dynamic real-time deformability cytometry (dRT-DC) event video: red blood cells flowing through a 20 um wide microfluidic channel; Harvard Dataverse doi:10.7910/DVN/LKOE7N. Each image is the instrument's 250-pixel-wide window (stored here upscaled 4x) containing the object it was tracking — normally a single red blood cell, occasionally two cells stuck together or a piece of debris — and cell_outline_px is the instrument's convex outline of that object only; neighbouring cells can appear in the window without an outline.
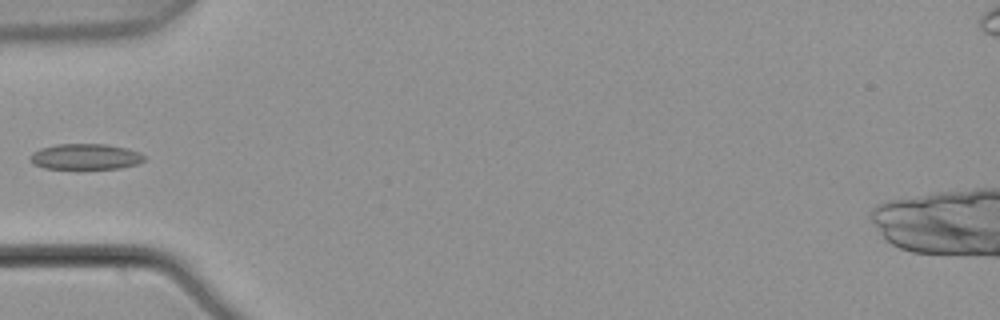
{"species": "common noctule bat (a hibernating species)", "species_latin": "Nyctalus noctula", "temperature_condition": "warm", "stored_images_in_passage": 6, "camera_frame_rate_fps": 3000, "um_per_image_px": 0.085, "animal": {"sex": "male", "body_mass_g": 21.5, "forearm_length_mm": 52.0}, "frame": {"image": 1, "passage_image": 6, "time_ms": 1.667, "image_size_px": [1000, 320], "cell_outline_px": [[144, 160], [136, 164], [120, 168], [44, 168], [32, 164], [32, 152], [40, 148], [56, 144], [104, 144], [124, 148], [140, 152], [144, 156]], "centroid_in_image_um": [7.25, 13.31], "position_along_channel_um": 77.8, "area_um2": 16.82}}